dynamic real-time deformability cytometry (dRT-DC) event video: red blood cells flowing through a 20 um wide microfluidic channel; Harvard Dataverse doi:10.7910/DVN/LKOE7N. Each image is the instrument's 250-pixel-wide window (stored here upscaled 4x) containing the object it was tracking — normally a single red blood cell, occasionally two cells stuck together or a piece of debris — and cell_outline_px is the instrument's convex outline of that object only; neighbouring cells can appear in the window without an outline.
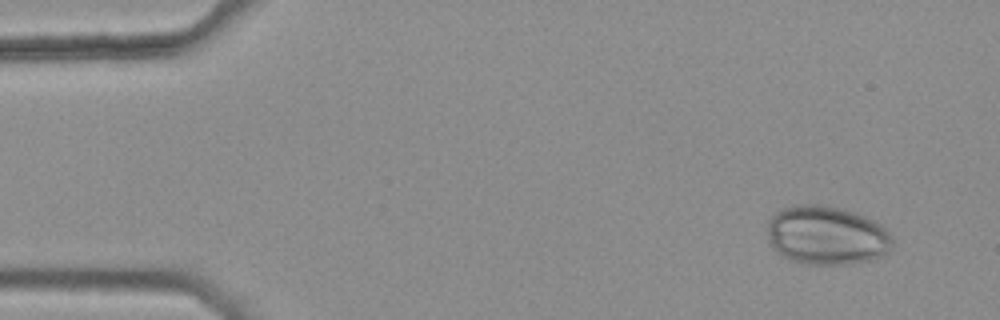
{"species": "common noctule bat (a hibernating species)", "species_latin": "Nyctalus noctula", "temperature_condition": "warm", "stored_images_in_passage": 5, "camera_frame_rate_fps": 3000, "um_per_image_px": 0.085, "animal": {"sex": "female", "body_mass_g": 25.1}, "frame": {"image": 1, "passage_image": 2, "time_ms": 0.333, "image_size_px": [1000, 320], "cell_outline_px": [[892, 244], [888, 252], [884, 256], [872, 260], [852, 264], [808, 264], [792, 260], [776, 252], [772, 248], [768, 236], [768, 220], [776, 212], [792, 204], [820, 204], [840, 208], [856, 212], [880, 224], [892, 236]], "centroid_in_image_um": [70.27, 20.0], "position_along_channel_um": 14.7, "area_um2": 43.18}}